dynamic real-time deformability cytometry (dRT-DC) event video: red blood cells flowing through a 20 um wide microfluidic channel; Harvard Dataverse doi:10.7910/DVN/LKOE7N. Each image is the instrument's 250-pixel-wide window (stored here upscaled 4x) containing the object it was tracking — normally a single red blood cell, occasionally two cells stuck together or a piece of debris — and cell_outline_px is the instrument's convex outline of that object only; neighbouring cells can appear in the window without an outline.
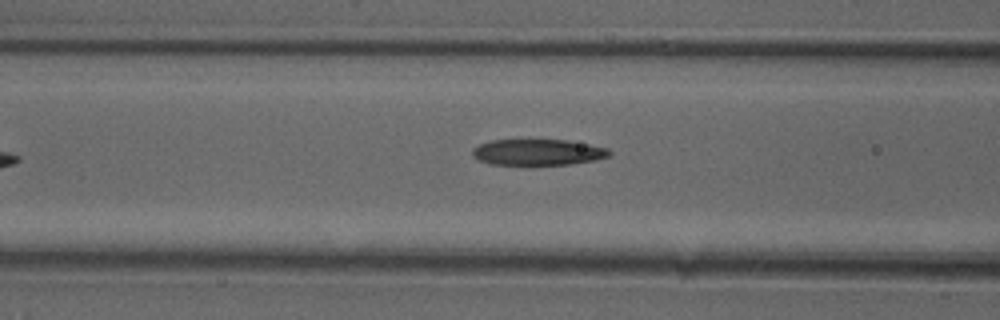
{"species": "common noctule bat (a hibernating species)", "species_latin": "Nyctalus noctula", "temperature_condition": "cold", "stored_images_in_passage": 5, "camera_frame_rate_fps": 3000, "um_per_image_px": 0.085, "animal": {"sex": "female"}, "frame": {"image": 1, "passage_image": 5, "time_ms": 1.333, "image_size_px": [1000, 320], "cell_outline_px": [[612, 152], [608, 156], [596, 160], [568, 164], [488, 164], [472, 156], [472, 148], [480, 144], [492, 140], [568, 140], [608, 148]], "centroid_in_image_um": [45.71, 12.93], "position_along_channel_um": 120.9, "area_um2": 20.63}}